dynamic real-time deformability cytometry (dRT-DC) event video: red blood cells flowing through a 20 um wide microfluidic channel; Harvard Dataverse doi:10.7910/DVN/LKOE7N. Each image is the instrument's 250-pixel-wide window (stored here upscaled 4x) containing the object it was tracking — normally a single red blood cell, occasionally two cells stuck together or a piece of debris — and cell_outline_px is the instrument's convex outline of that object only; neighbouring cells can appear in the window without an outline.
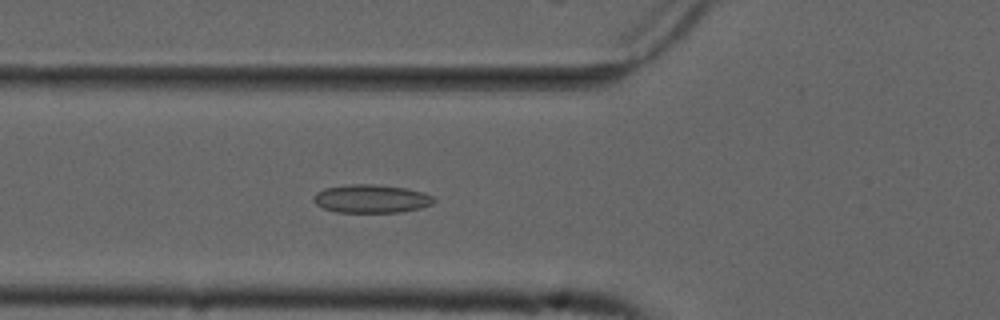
{"species": "common noctule bat (a hibernating species)", "species_latin": "Nyctalus noctula", "temperature_condition": "cold", "stored_images_in_passage": 40, "camera_frame_rate_fps": 3000, "um_per_image_px": 0.085, "animal": {"sex": "male", "forearm_length_mm": 52.5}, "frame": {"image": 1, "passage_image": 5, "time_ms": 1.333, "image_size_px": [1000, 320], "cell_outline_px": [[436, 200], [432, 204], [420, 208], [400, 212], [336, 212], [324, 208], [316, 204], [312, 200], [316, 192], [324, 188], [352, 184], [372, 184], [404, 188], [424, 192], [432, 196]], "centroid_in_image_um": [31.55, 16.89], "position_along_channel_um": 94.3, "area_um2": 19.77}}
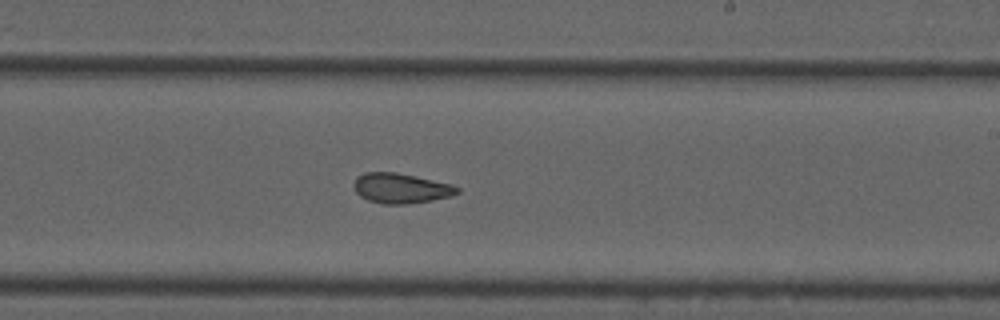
{"frame": {"image": 2, "passage_image": 18, "time_ms": 5.667, "image_size_px": [1000, 320], "cell_outline_px": [[460, 192], [452, 196], [432, 200], [404, 204], [384, 204], [368, 200], [360, 196], [356, 192], [352, 184], [356, 176], [364, 172], [396, 172], [416, 176], [448, 184], [460, 188]], "centroid_in_image_um": [34.03, 15.99], "position_along_channel_um": 255.0, "area_um2": 18.09}}
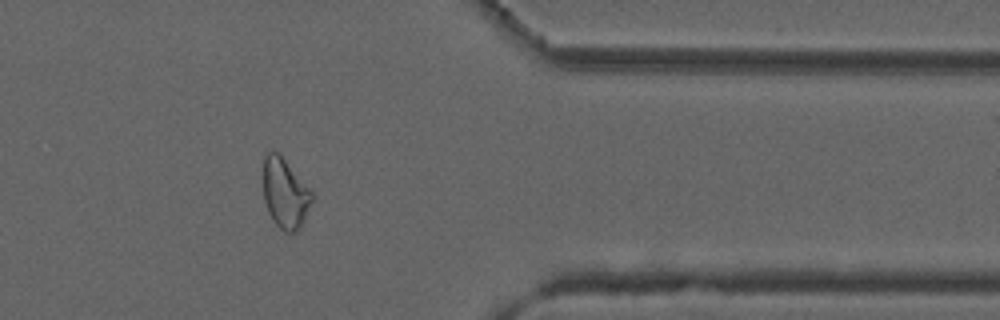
{"frame": {"image": 3, "passage_image": 30, "time_ms": 9.667, "image_size_px": [1000, 320], "cell_outline_px": [[312, 200], [304, 220], [300, 228], [296, 232], [284, 232], [272, 220], [268, 212], [264, 200], [260, 176], [264, 156], [268, 152], [280, 152], [312, 192]], "centroid_in_image_um": [24.17, 16.39], "position_along_channel_um": 387.2, "area_um2": 20.4}, "authors_computed_cell_mechanics": {"area_um2": 19.1318, "velocity_mm_per_s": 3.7106, "shape_relaxation_time_tau1_ms": null, "shape_relaxation_time_tau2_ms": 2.5744, "deformation_change_tau1": null, "deformation_change_tau2": 0.08}}